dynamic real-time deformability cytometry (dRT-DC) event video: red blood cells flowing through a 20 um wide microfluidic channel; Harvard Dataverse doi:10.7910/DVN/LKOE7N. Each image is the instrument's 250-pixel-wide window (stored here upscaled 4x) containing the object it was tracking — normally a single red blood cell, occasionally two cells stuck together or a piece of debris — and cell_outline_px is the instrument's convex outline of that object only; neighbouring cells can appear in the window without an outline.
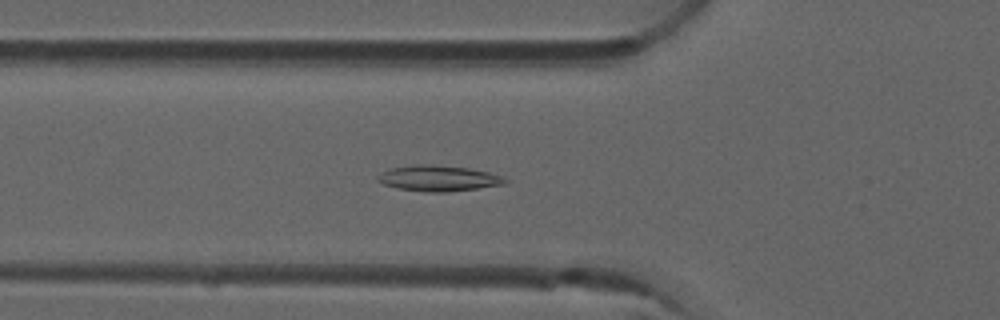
{"species": "common noctule bat (a hibernating species)", "species_latin": "Nyctalus noctula", "temperature_condition": "room temperature", "stored_images_in_passage": 53, "camera_frame_rate_fps": 3000, "um_per_image_px": 0.085, "animal": {"sex": "male", "forearm_length_mm": 52.5}, "frame": {"image": 1, "passage_image": 18, "time_ms": 5.667, "image_size_px": [1000, 320], "cell_outline_px": [[508, 180], [504, 184], [448, 192], [428, 192], [396, 188], [384, 184], [376, 180], [376, 176], [392, 168], [420, 164], [424, 164], [468, 168], [488, 172], [500, 176]], "centroid_in_image_um": [37.24, 15.16], "position_along_channel_um": 88.6, "area_um2": 18.73}}
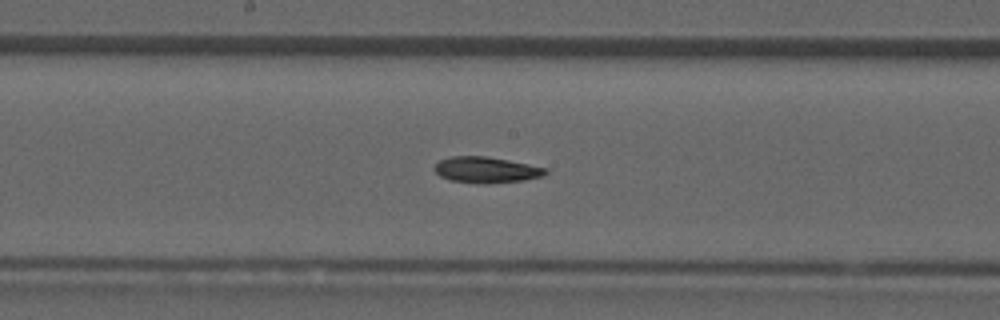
{"frame": {"image": 2, "passage_image": 27, "time_ms": 8.667, "image_size_px": [1000, 320], "cell_outline_px": [[548, 172], [544, 176], [524, 180], [484, 184], [480, 184], [448, 180], [440, 176], [432, 168], [440, 160], [452, 156], [484, 156], [508, 160], [548, 168]], "centroid_in_image_um": [41.33, 14.45], "position_along_channel_um": 206.9, "area_um2": 16.94}}
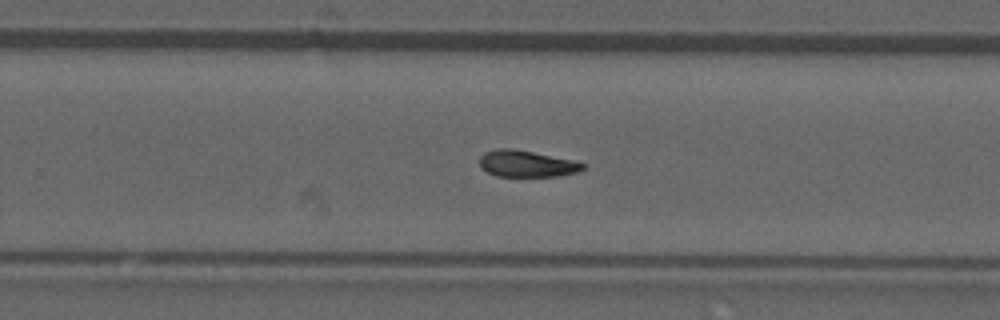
{"frame": {"image": 3, "passage_image": 33, "time_ms": 10.667, "image_size_px": [1000, 320], "cell_outline_px": [[588, 164], [584, 168], [576, 172], [560, 176], [496, 176], [480, 168], [480, 156], [484, 152], [500, 148], [512, 148], [572, 160]], "centroid_in_image_um": [44.75, 13.92], "position_along_channel_um": 285.0, "area_um2": 15.9}, "authors_computed_cell_mechanics": {"area_um2": 16.8198, "velocity_mm_per_s": 3.9333, "shape_relaxation_time_tau1_ms": null, "shape_relaxation_time_tau2_ms": 7.0191, "deformation_change_tau1": null, "deformation_change_tau2": 0.1321}}